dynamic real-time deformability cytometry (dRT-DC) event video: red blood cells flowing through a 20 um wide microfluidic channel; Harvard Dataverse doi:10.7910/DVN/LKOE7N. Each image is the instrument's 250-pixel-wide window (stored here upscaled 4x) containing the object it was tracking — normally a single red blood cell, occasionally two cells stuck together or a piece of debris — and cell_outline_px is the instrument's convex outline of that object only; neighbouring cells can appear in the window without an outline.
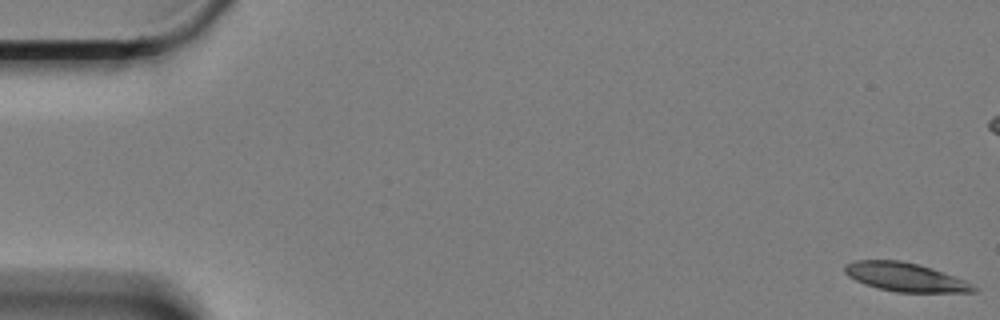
{"species": "Egyptian fruit bat (a non-hibernating species)", "species_latin": "Rousettus aegyptiacus", "temperature_condition": "cold", "stored_images_in_passage": 16, "camera_frame_rate_fps": 3000, "um_per_image_px": 0.085, "animal": {"sex": "female"}, "frame": {"image": 1, "passage_image": 1, "time_ms": 0.0, "image_size_px": [1000, 320], "cell_outline_px": [[980, 288], [976, 292], [896, 292], [876, 288], [864, 284], [848, 276], [844, 272], [844, 264], [856, 260], [900, 260], [920, 264], [932, 268], [964, 280]], "centroid_in_image_um": [76.94, 23.55], "position_along_channel_um": 8.1, "area_um2": 21.68}}
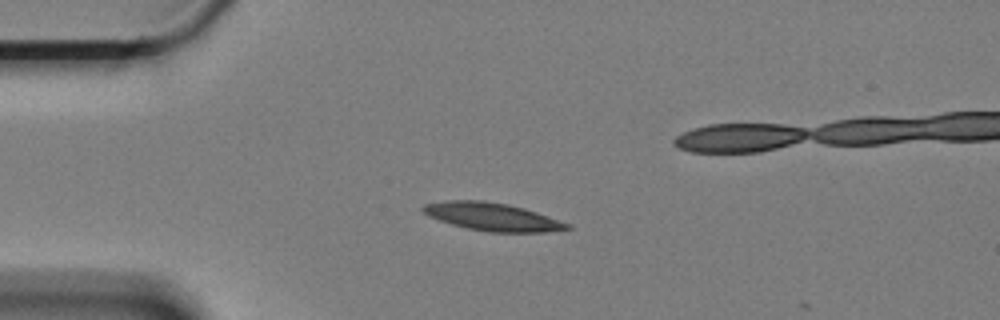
{"frame": {"image": 2, "passage_image": 15, "time_ms": 4.667, "image_size_px": [1000, 320], "cell_outline_px": [[572, 228], [548, 232], [488, 232], [468, 228], [452, 224], [428, 216], [420, 208], [424, 204], [444, 200], [484, 200], [508, 204], [524, 208], [536, 212], [568, 224]], "centroid_in_image_um": [41.8, 18.41], "position_along_channel_um": 43.2, "area_um2": 23.29}}